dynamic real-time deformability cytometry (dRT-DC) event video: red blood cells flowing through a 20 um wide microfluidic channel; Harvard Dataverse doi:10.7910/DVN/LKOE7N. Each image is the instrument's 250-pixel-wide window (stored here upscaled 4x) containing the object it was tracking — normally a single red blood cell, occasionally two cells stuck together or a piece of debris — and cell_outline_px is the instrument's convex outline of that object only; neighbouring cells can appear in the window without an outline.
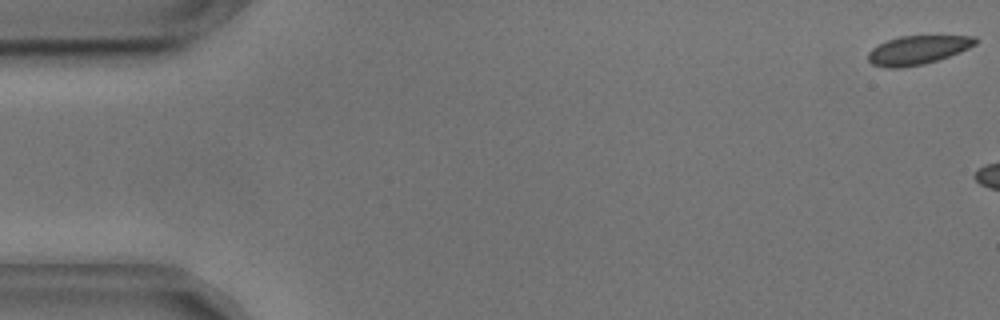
{"species": "common noctule bat (a hibernating species)", "species_latin": "Nyctalus noctula", "temperature_condition": "cold", "stored_images_in_passage": 6, "camera_frame_rate_fps": 3000, "um_per_image_px": 0.085, "animal": {"sex": "male", "body_mass_g": 17.9, "forearm_length_mm": 54.2}, "frame": {"image": 1, "passage_image": 1, "time_ms": 0.0, "image_size_px": [1000, 320], "cell_outline_px": [[976, 44], [960, 52], [924, 64], [904, 68], [884, 68], [872, 64], [868, 60], [868, 52], [872, 48], [888, 40], [900, 36], [976, 36]], "centroid_in_image_um": [77.97, 4.26], "position_along_channel_um": 7.0, "area_um2": 17.92}}